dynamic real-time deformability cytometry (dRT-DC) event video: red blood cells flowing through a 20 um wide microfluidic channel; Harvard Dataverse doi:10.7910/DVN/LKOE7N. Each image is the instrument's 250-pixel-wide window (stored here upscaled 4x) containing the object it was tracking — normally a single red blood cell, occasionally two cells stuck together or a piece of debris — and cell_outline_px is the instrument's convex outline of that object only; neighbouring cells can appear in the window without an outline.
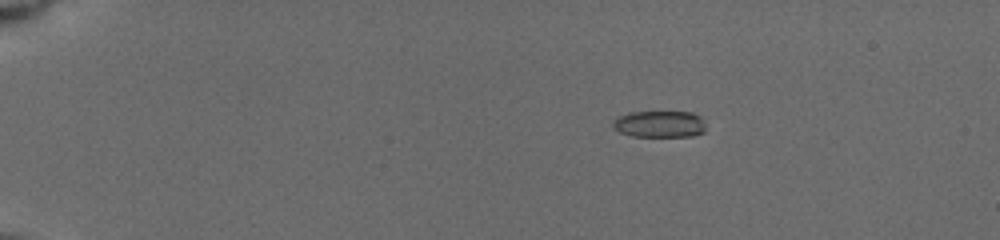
{"species": "common noctule bat (a hibernating species)", "species_latin": "Nyctalus noctula", "temperature_condition": "cold", "stored_images_in_passage": 11, "camera_frame_rate_fps": 3000, "um_per_image_px": 0.085, "animal": {"sex": "female", "body_mass_g": 19.5, "forearm_length_mm": 54.1}, "frame": {"image": 1, "passage_image": 5, "time_ms": 3.667, "image_size_px": [1000, 240], "cell_outline_px": [[704, 132], [692, 136], [632, 136], [620, 132], [612, 128], [612, 120], [628, 112], [692, 112], [700, 116], [704, 124]], "centroid_in_image_um": [56.03, 10.54], "position_along_channel_um": 29.0, "area_um2": 14.45}}
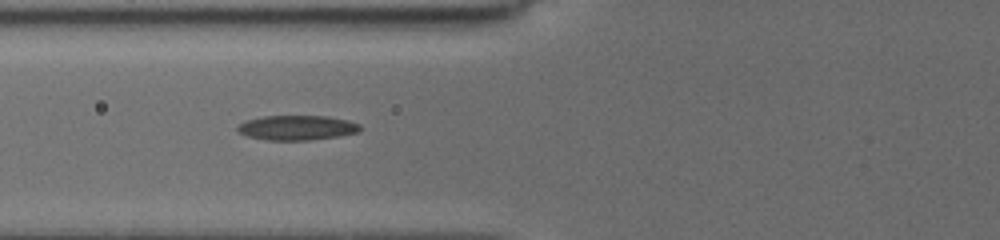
{"frame": {"image": 2, "passage_image": 10, "time_ms": 8.0, "image_size_px": [1000, 240], "cell_outline_px": [[360, 132], [340, 136], [308, 140], [268, 140], [248, 136], [240, 132], [236, 128], [244, 120], [264, 116], [328, 116], [348, 120], [360, 124]], "centroid_in_image_um": [25.27, 10.85], "position_along_channel_um": 100.5, "area_um2": 17.69}}